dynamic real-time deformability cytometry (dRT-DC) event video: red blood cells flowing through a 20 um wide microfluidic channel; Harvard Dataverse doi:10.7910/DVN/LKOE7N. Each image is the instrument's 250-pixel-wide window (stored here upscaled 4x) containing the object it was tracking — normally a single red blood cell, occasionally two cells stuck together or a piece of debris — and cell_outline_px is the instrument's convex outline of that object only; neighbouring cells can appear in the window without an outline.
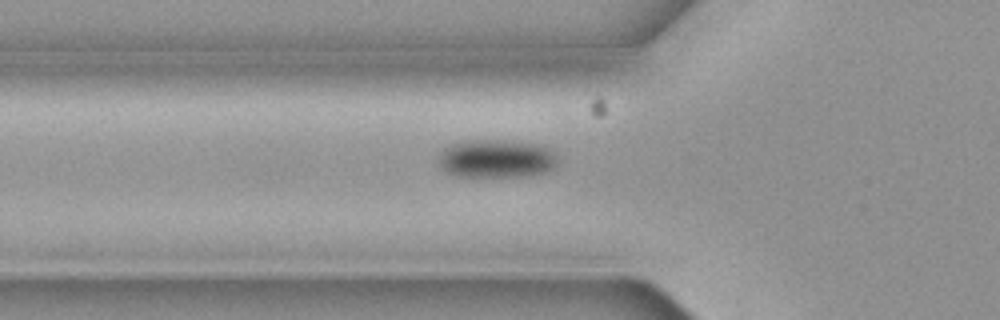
{"species": "common noctule bat (a hibernating species)", "species_latin": "Nyctalus noctula", "temperature_condition": "cold", "stored_images_in_passage": 4, "segment_of_instrument_passage": [2, 2], "camera_frame_rate_fps": 3000, "um_per_image_px": 0.085, "animal": {"sex": "female", "body_mass_g": 19.3, "forearm_length_mm": 54.1}, "frame": {"image": 1, "passage_image": 4, "time_ms": 1.0, "image_size_px": [1000, 320], "cell_outline_px": [[560, 160], [556, 168], [548, 172], [532, 176], [456, 176], [440, 168], [440, 156], [444, 148], [452, 144], [468, 140], [500, 140], [544, 144], [556, 152]], "centroid_in_image_um": [42.33, 13.48], "position_along_channel_um": 83.5, "area_um2": 27.11}}